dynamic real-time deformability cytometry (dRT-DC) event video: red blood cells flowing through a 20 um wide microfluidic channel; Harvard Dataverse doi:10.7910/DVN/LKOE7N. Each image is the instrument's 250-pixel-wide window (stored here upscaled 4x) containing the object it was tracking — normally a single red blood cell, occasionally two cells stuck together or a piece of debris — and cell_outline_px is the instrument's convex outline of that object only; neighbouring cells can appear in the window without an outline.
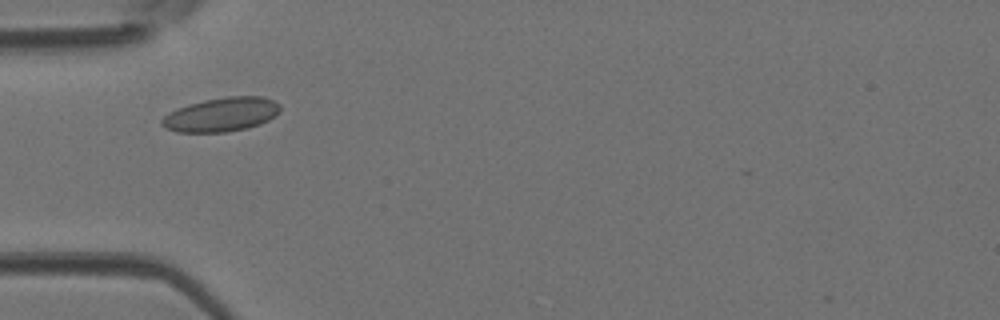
{"species": "Egyptian fruit bat (a non-hibernating species)", "species_latin": "Rousettus aegyptiacus", "temperature_condition": "room temperature", "stored_images_in_passage": 31, "camera_frame_rate_fps": 3000, "um_per_image_px": 0.085, "animal": {"sex": "female"}, "frame": {"image": 1, "passage_image": 3, "time_ms": 0.667, "image_size_px": [1000, 320], "cell_outline_px": [[280, 112], [276, 116], [260, 124], [248, 128], [224, 132], [176, 132], [164, 128], [160, 124], [160, 120], [168, 112], [176, 108], [188, 104], [204, 100], [228, 96], [264, 96], [280, 104]], "centroid_in_image_um": [18.8, 9.73], "position_along_channel_um": 66.2, "area_um2": 23.76}}
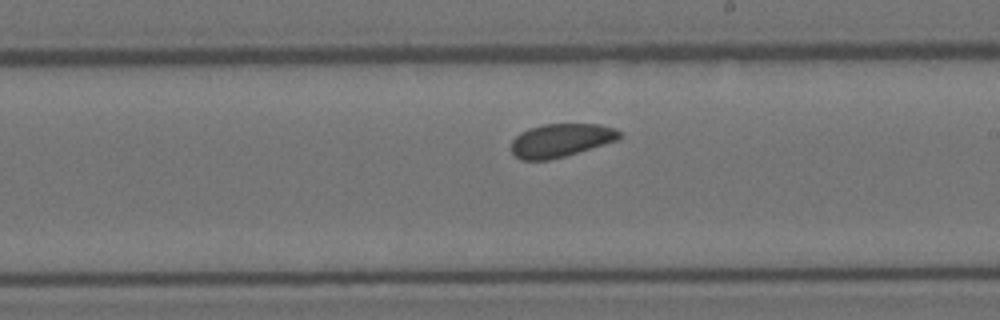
{"frame": {"image": 2, "passage_image": 15, "time_ms": 4.667, "image_size_px": [1000, 320], "cell_outline_px": [[620, 136], [616, 140], [604, 144], [564, 156], [548, 160], [520, 160], [512, 152], [512, 140], [520, 132], [528, 128], [544, 124], [600, 124], [612, 128], [620, 132]], "centroid_in_image_um": [47.62, 11.92], "position_along_channel_um": 241.4, "area_um2": 20.75}}
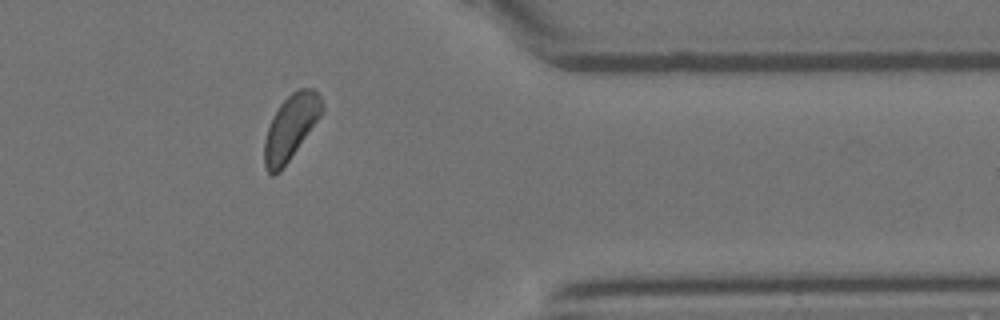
{"frame": {"image": 3, "passage_image": 26, "time_ms": 8.333, "image_size_px": [1000, 320], "cell_outline_px": [[324, 112], [280, 172], [272, 176], [268, 172], [264, 164], [264, 140], [272, 116], [280, 104], [292, 92], [300, 88], [312, 88], [320, 96], [324, 108]], "centroid_in_image_um": [24.71, 10.82], "position_along_channel_um": 386.7, "area_um2": 21.73}}